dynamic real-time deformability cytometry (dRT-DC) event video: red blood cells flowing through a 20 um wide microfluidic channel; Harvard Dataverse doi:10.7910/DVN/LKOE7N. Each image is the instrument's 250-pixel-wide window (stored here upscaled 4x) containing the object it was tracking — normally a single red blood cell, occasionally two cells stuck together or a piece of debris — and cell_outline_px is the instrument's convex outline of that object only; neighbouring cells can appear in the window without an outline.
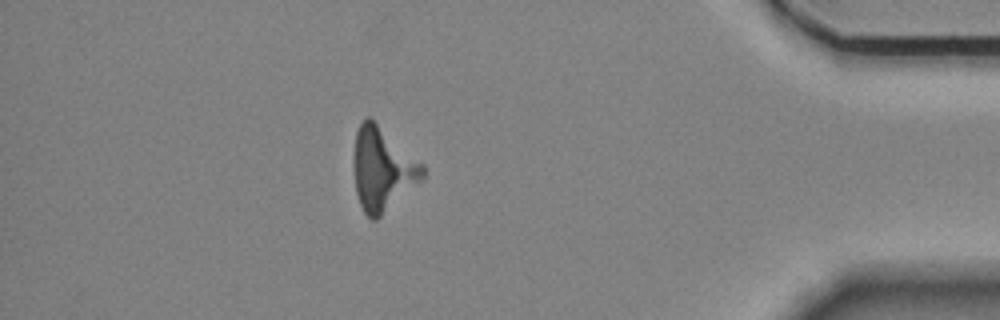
{"species": "Egyptian fruit bat (a non-hibernating species)", "species_latin": "Rousettus aegyptiacus", "temperature_condition": "room temperature", "stored_images_in_passage": 41, "camera_frame_rate_fps": 3000, "um_per_image_px": 0.085, "animal": {"sex": "female"}, "frame": {"image": 1, "passage_image": 35, "time_ms": 11.333, "image_size_px": [1000, 320], "cell_outline_px": [[424, 180], [376, 220], [372, 220], [364, 212], [360, 204], [356, 192], [356, 132], [360, 124], [368, 116], [372, 116], [424, 164]], "centroid_in_image_um": [32.58, 14.36], "position_along_channel_um": 402.6, "area_um2": 33.35}}